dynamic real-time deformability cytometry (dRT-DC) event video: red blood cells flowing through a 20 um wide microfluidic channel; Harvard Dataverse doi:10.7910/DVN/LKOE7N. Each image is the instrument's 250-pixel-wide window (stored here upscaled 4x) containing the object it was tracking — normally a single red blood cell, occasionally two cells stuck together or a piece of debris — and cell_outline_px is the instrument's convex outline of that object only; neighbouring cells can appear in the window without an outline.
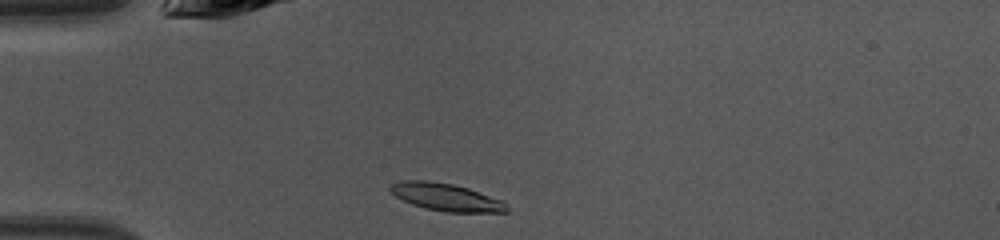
{"species": "common noctule bat (a hibernating species)", "species_latin": "Nyctalus noctula", "temperature_condition": "warm", "stored_images_in_passage": 9, "camera_frame_rate_fps": 3000, "um_per_image_px": 0.085, "animal": {"sex": "female", "body_mass_g": 10.0, "forearm_length_mm": 53.1}, "frame": {"image": 1, "passage_image": 1, "time_ms": 0.0, "image_size_px": [1000, 240], "cell_outline_px": [[508, 212], [444, 212], [424, 208], [412, 204], [396, 196], [388, 188], [392, 184], [400, 180], [428, 180], [452, 184], [468, 188], [504, 200], [508, 204]], "centroid_in_image_um": [37.95, 16.76], "position_along_channel_um": 47.0, "area_um2": 18.79}}
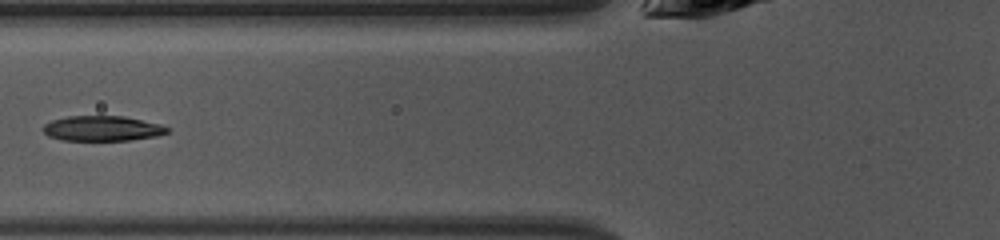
{"frame": {"image": 2, "passage_image": 7, "time_ms": 2.0, "image_size_px": [1000, 240], "cell_outline_px": [[168, 132], [156, 136], [128, 140], [60, 140], [48, 136], [40, 128], [44, 124], [52, 120], [68, 116], [124, 116], [160, 124], [168, 128]], "centroid_in_image_um": [8.64, 10.91], "position_along_channel_um": 117.2, "area_um2": 18.15}}